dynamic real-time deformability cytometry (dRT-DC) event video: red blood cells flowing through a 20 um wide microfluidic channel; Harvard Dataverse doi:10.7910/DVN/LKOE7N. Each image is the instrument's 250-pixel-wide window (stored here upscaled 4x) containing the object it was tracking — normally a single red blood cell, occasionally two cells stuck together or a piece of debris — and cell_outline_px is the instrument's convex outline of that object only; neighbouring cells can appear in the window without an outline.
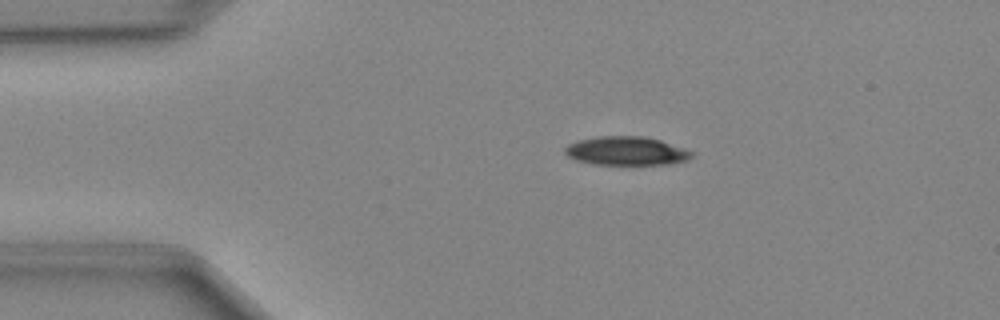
{"species": "Egyptian fruit bat (a non-hibernating species)", "species_latin": "Rousettus aegyptiacus", "temperature_condition": "cold", "stored_images_in_passage": 40, "camera_frame_rate_fps": 3000, "um_per_image_px": 0.085, "animal": {"sex": "female"}, "frame": {"image": 1, "passage_image": 1, "time_ms": 0.0, "image_size_px": [1000, 320], "cell_outline_px": [[692, 156], [684, 160], [668, 164], [596, 164], [576, 160], [568, 156], [564, 152], [564, 148], [568, 144], [576, 140], [600, 136], [644, 136], [660, 140], [684, 148], [692, 152]], "centroid_in_image_um": [53.19, 12.81], "position_along_channel_um": 31.8, "area_um2": 20.98}}
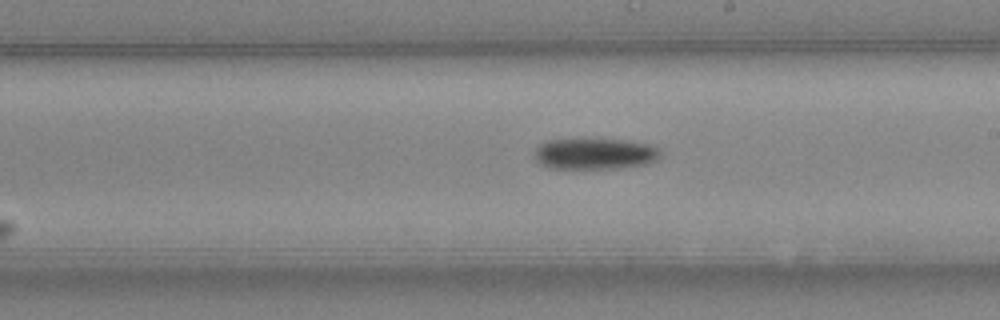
{"frame": {"image": 2, "passage_image": 19, "time_ms": 6.0, "image_size_px": [1000, 320], "cell_outline_px": [[660, 152], [652, 160], [644, 164], [616, 168], [548, 168], [540, 164], [536, 160], [536, 148], [540, 144], [548, 140], [624, 140], [648, 144], [660, 148]], "centroid_in_image_um": [50.51, 13.07], "position_along_channel_um": 238.5, "area_um2": 22.2}}
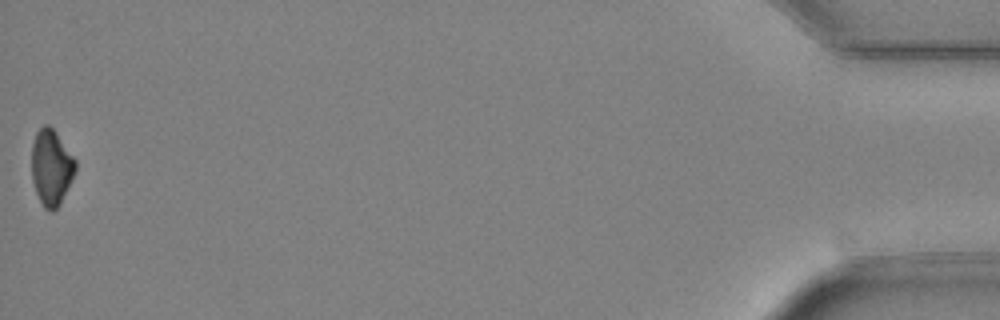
{"frame": {"image": 3, "passage_image": 40, "time_ms": 13.0, "image_size_px": [1000, 320], "cell_outline_px": [[76, 168], [60, 204], [52, 212], [44, 208], [36, 192], [32, 180], [32, 144], [36, 132], [44, 124], [48, 124], [56, 132], [76, 160]], "centroid_in_image_um": [4.35, 14.21], "position_along_channel_um": 430.9, "area_um2": 19.13}}